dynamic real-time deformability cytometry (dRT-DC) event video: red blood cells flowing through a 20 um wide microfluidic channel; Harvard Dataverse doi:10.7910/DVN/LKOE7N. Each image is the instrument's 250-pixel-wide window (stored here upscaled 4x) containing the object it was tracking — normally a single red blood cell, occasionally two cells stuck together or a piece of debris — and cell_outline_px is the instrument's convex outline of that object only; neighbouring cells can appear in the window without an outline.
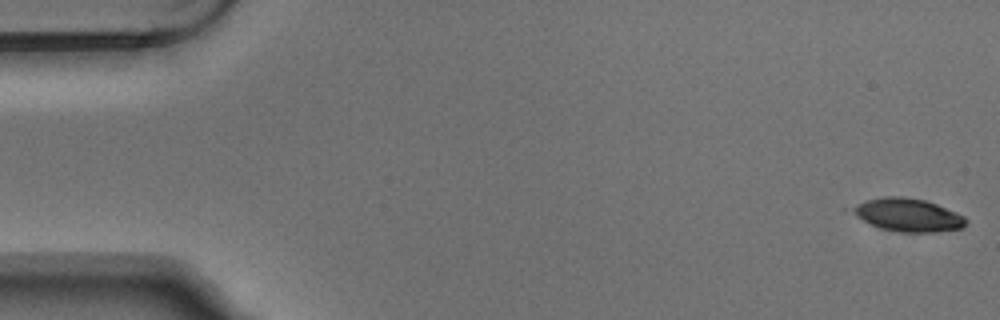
{"species": "Egyptian fruit bat (a non-hibernating species)", "species_latin": "Rousettus aegyptiacus", "temperature_condition": "warm", "stored_images_in_passage": 8, "camera_frame_rate_fps": 3000, "um_per_image_px": 0.085, "animal": {"sex": "male"}, "frame": {"image": 1, "passage_image": 1, "time_ms": 0.0, "image_size_px": [1000, 320], "cell_outline_px": [[968, 220], [964, 228], [932, 232], [896, 232], [880, 228], [864, 220], [852, 212], [852, 208], [868, 200], [884, 196], [904, 196], [924, 200], [936, 204], [956, 212], [964, 216]], "centroid_in_image_um": [77.24, 18.28], "position_along_channel_um": 7.8, "area_um2": 21.56}}
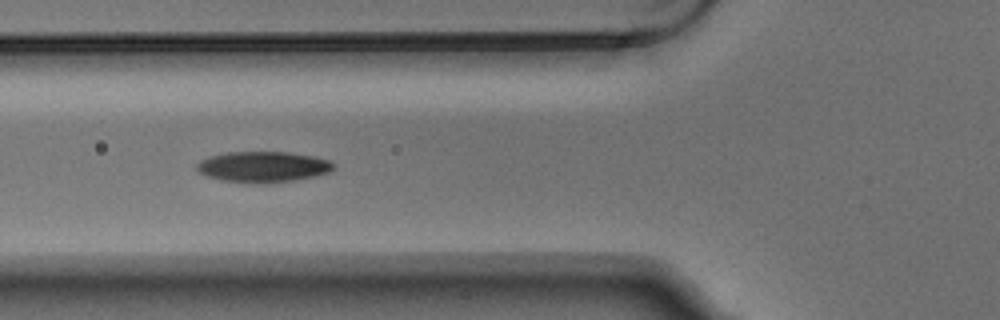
{"frame": {"image": 2, "passage_image": 5, "time_ms": 1.333, "image_size_px": [1000, 320], "cell_outline_px": [[336, 164], [328, 172], [296, 180], [268, 184], [264, 184], [220, 180], [204, 176], [196, 168], [196, 164], [200, 160], [208, 156], [228, 152], [288, 152], [312, 156], [328, 160]], "centroid_in_image_um": [22.3, 14.18], "position_along_channel_um": 103.5, "area_um2": 24.62}}
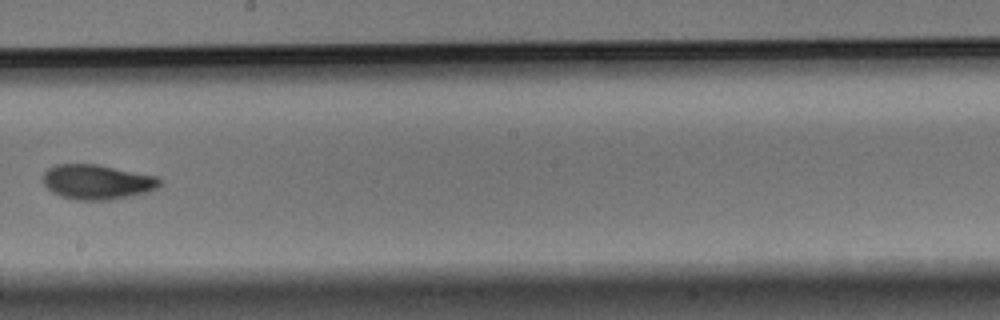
{"frame": {"image": 3, "passage_image": 8, "time_ms": 2.333, "image_size_px": [1000, 320], "cell_outline_px": [[160, 184], [156, 188], [148, 192], [112, 200], [76, 200], [60, 196], [52, 192], [44, 184], [40, 176], [48, 168], [56, 164], [96, 164], [156, 176], [160, 180]], "centroid_in_image_um": [8.2, 15.47], "position_along_channel_um": 240.0, "area_um2": 23.76}}